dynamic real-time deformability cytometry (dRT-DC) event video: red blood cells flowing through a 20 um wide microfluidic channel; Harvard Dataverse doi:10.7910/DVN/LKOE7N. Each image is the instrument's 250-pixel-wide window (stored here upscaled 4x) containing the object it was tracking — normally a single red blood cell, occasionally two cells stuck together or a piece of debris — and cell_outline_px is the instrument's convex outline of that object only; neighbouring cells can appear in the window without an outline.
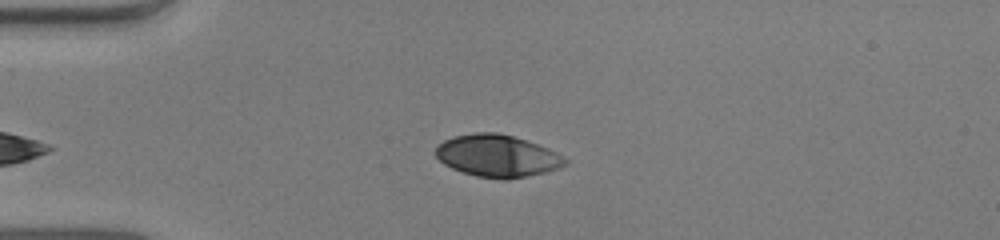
{"species": "human", "species_latin": "Homo sapiens", "temperature_condition": "warm", "stored_images_in_passage": 40, "camera_frame_rate_fps": 3000, "um_per_image_px": 0.085, "donor": {"sex": "male"}, "frame": {"image": 1, "passage_image": 2, "time_ms": 0.333, "image_size_px": [1000, 240], "cell_outline_px": [[568, 164], [560, 168], [528, 176], [508, 180], [504, 180], [476, 176], [452, 168], [444, 164], [436, 156], [436, 148], [444, 140], [452, 136], [476, 132], [496, 132], [512, 136], [548, 148], [556, 152], [568, 160]], "centroid_in_image_um": [42.28, 13.25], "position_along_channel_um": 42.7, "area_um2": 31.73}}
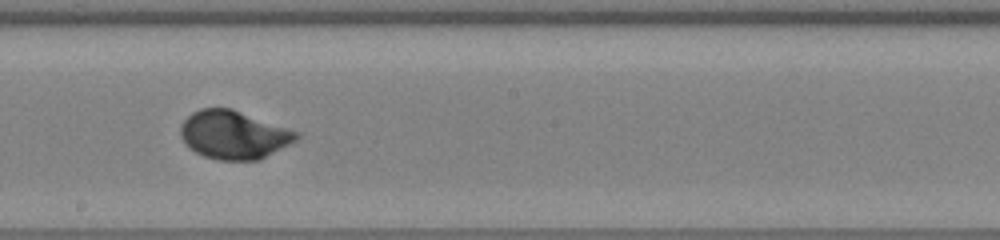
{"frame": {"image": 2, "passage_image": 18, "time_ms": 5.667, "image_size_px": [1000, 240], "cell_outline_px": [[300, 136], [296, 140], [260, 160], [216, 160], [204, 156], [196, 152], [184, 144], [180, 136], [180, 124], [192, 112], [200, 108], [232, 108], [300, 132]], "centroid_in_image_um": [19.85, 11.45], "position_along_channel_um": 228.4, "area_um2": 32.83}}
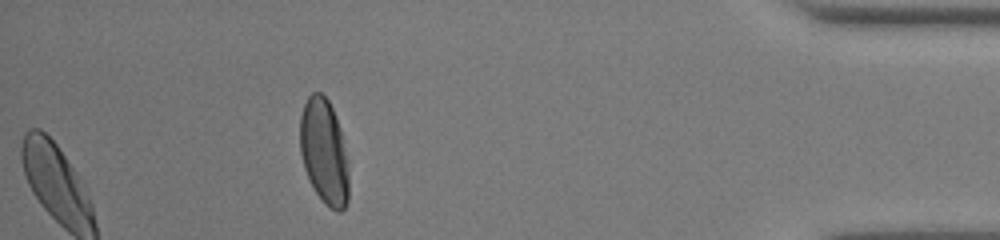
{"frame": {"image": 3, "passage_image": 35, "time_ms": 11.333, "image_size_px": [1000, 240], "cell_outline_px": [[348, 200], [344, 208], [340, 212], [336, 212], [324, 204], [316, 192], [304, 168], [300, 152], [300, 116], [304, 104], [308, 96], [312, 92], [320, 92], [328, 100], [332, 108], [340, 128], [348, 172]], "centroid_in_image_um": [27.53, 12.9], "position_along_channel_um": 407.7, "area_um2": 29.65}, "authors_computed_cell_mechanics": {"area_um2": 31.79, "velocity_mm_per_s": 4.0331, "shape_relaxation_time_tau1_ms": 2.6695, "shape_relaxation_time_tau2_ms": null, "deformation_change_tau1": 0.1869, "deformation_change_tau2": null}}